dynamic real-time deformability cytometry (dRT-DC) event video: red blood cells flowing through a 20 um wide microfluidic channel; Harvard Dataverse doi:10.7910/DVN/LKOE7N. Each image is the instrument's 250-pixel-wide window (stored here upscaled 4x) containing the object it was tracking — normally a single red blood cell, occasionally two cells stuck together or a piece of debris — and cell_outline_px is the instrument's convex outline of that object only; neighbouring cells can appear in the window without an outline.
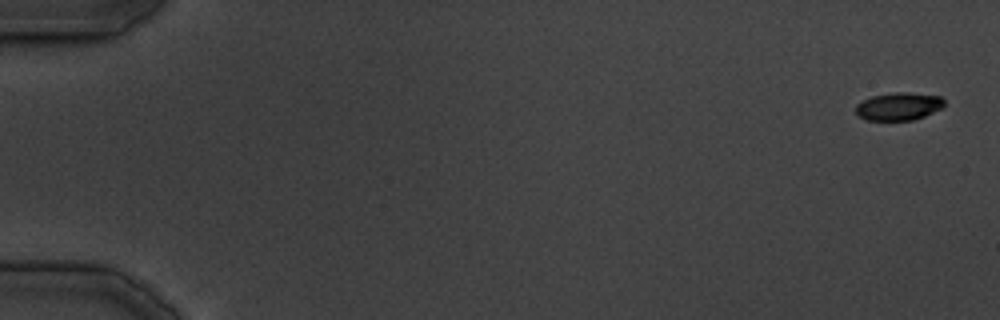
{"species": "common noctule bat (a hibernating species)", "species_latin": "Nyctalus noctula", "temperature_condition": "cold", "stored_images_in_passage": 14, "camera_frame_rate_fps": 3000, "um_per_image_px": 0.085, "animal": {"sex": "male", "body_mass_g": 19.5, "forearm_length_mm": 54.6}, "frame": {"image": 1, "passage_image": 1, "time_ms": 0.0, "image_size_px": [1000, 320], "cell_outline_px": [[944, 104], [940, 108], [924, 116], [912, 120], [868, 120], [856, 116], [856, 104], [872, 96], [896, 92], [908, 92], [940, 96], [944, 100]], "centroid_in_image_um": [76.36, 9.04], "position_along_channel_um": 8.6, "area_um2": 14.22}}
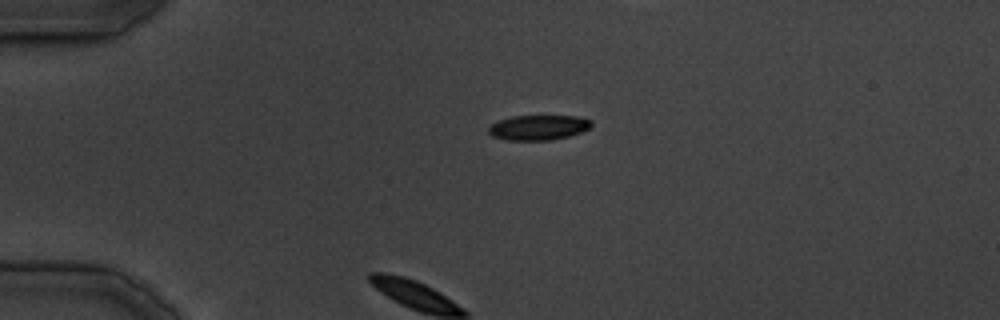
{"frame": {"image": 2, "passage_image": 10, "time_ms": 10.333, "image_size_px": [1000, 320], "cell_outline_px": [[592, 124], [588, 128], [580, 132], [568, 136], [552, 140], [508, 140], [492, 136], [488, 132], [488, 128], [492, 124], [500, 120], [512, 116], [576, 116], [592, 120]], "centroid_in_image_um": [45.76, 10.84], "position_along_channel_um": 39.2, "area_um2": 14.85}}